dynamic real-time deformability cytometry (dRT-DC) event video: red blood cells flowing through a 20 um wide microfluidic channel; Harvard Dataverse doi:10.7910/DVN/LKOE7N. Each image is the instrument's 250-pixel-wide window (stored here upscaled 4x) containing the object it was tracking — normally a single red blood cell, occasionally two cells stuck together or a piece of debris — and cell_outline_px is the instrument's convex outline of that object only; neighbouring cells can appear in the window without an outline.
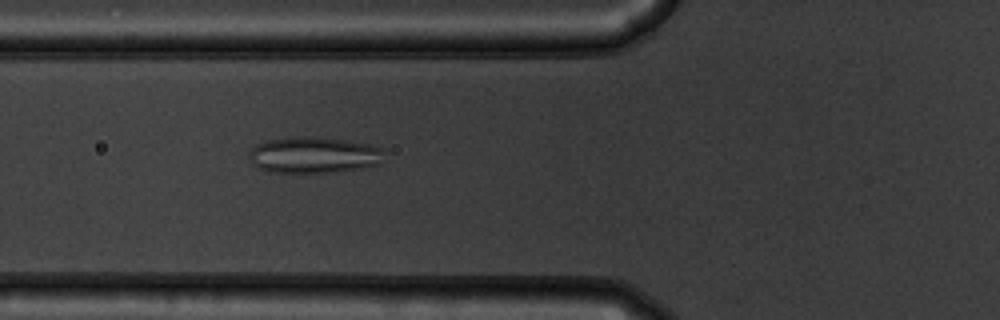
{"species": "common noctule bat (a hibernating species)", "species_latin": "Nyctalus noctula", "temperature_condition": "warm", "stored_images_in_passage": 48, "camera_frame_rate_fps": 3000, "um_per_image_px": 0.085, "animal": {"sex": "male", "body_mass_g": 19.5, "forearm_length_mm": 54.6}, "frame": {"image": 1, "passage_image": 14, "time_ms": 4.333, "image_size_px": [1000, 320], "cell_outline_px": [[380, 164], [364, 168], [336, 172], [272, 172], [256, 168], [252, 164], [248, 156], [248, 152], [256, 144], [268, 140], [296, 136], [312, 136], [348, 140], [368, 144], [380, 148]], "centroid_in_image_um": [26.6, 13.17], "position_along_channel_um": 99.2, "area_um2": 28.61}}
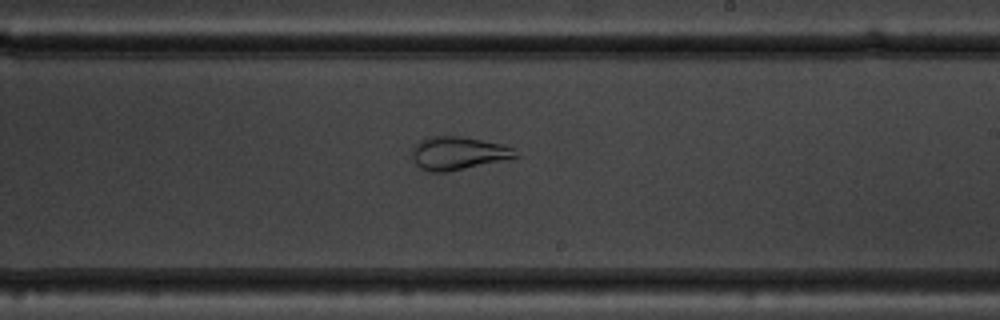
{"frame": {"image": 2, "passage_image": 26, "time_ms": 8.333, "image_size_px": [1000, 320], "cell_outline_px": [[520, 156], [504, 160], [448, 172], [428, 172], [420, 168], [412, 160], [412, 148], [420, 140], [428, 136], [460, 136], [504, 144], [512, 148]], "centroid_in_image_um": [38.91, 13.02], "position_along_channel_um": 250.1, "area_um2": 20.11}}
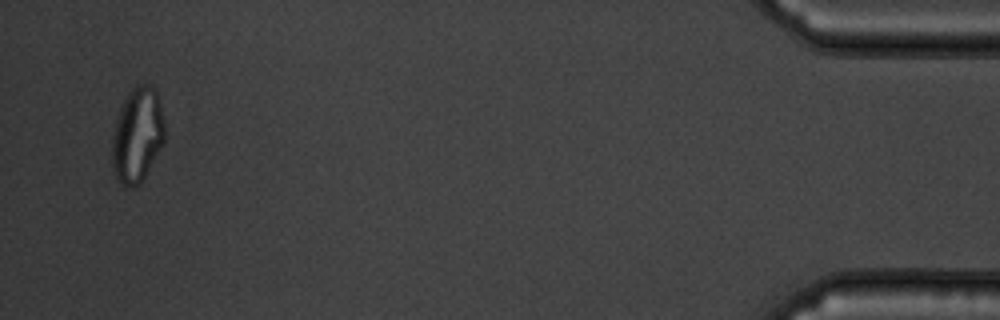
{"frame": {"image": 3, "passage_image": 46, "time_ms": 15.0, "image_size_px": [1000, 320], "cell_outline_px": [[164, 144], [140, 184], [132, 188], [124, 188], [112, 172], [112, 136], [120, 108], [128, 92], [136, 84], [148, 84], [156, 88], [164, 120]], "centroid_in_image_um": [11.67, 11.5], "position_along_channel_um": 423.5, "area_um2": 29.48}, "authors_computed_cell_mechanics": {"area_um2": 27.2816, "velocity_mm_per_s": 3.7836, "shape_relaxation_time_tau1_ms": null, "shape_relaxation_time_tau2_ms": 0.8394, "deformation_change_tau1": null, "deformation_change_tau2": 0.0811}}